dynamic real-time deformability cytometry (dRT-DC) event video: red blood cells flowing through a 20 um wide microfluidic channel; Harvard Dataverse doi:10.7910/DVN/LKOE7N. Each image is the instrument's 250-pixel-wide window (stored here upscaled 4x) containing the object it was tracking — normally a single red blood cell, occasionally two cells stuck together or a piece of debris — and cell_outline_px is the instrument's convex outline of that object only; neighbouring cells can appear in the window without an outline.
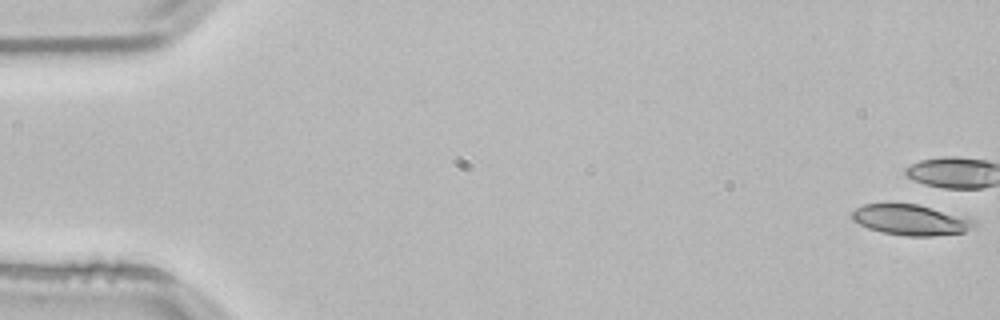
{"species": "common noctule bat (a hibernating species)", "species_latin": "Nyctalus noctula", "temperature_condition": "room temperature", "stored_images_in_passage": 6, "camera_frame_rate_fps": 3000, "um_per_image_px": 0.085, "animal": {"sex": "male", "body_mass_g": 21.5, "forearm_length_mm": 52.0}, "frame": {"image": 1, "passage_image": 1, "time_ms": 0.0, "image_size_px": [1000, 320], "cell_outline_px": [[976, 224], [964, 232], [932, 236], [904, 236], [880, 232], [868, 228], [852, 220], [852, 212], [856, 208], [864, 204], [916, 204], [976, 220]], "centroid_in_image_um": [77.37, 18.7], "position_along_channel_um": 7.6, "area_um2": 21.5}}